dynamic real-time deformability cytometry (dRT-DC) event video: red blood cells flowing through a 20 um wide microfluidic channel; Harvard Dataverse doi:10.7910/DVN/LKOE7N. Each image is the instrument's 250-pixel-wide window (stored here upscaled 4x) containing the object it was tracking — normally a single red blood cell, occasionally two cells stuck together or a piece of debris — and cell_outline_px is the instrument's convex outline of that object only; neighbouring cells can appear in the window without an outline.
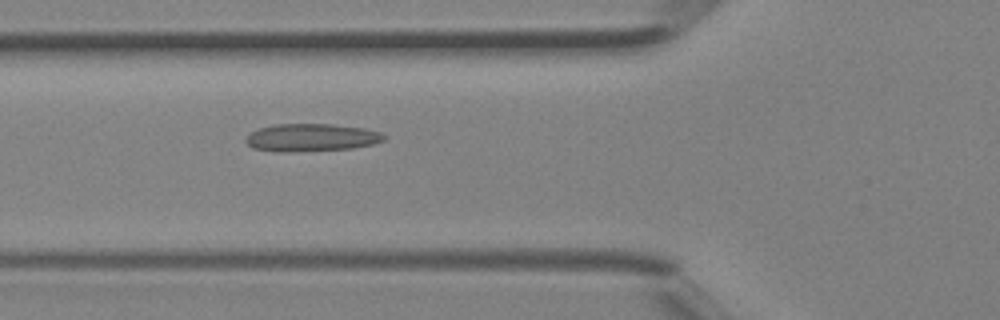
{"species": "Egyptian fruit bat (a non-hibernating species)", "species_latin": "Rousettus aegyptiacus", "temperature_condition": "room temperature", "stored_images_in_passage": 41, "camera_frame_rate_fps": 3000, "um_per_image_px": 0.085, "animal": {"sex": "female"}, "frame": {"image": 1, "passage_image": 15, "time_ms": 4.667, "image_size_px": [1000, 320], "cell_outline_px": [[384, 140], [372, 144], [352, 148], [288, 152], [272, 152], [252, 148], [244, 140], [252, 132], [260, 128], [272, 124], [332, 124], [364, 128], [380, 132], [384, 136]], "centroid_in_image_um": [26.42, 11.69], "position_along_channel_um": 99.4, "area_um2": 22.25}}
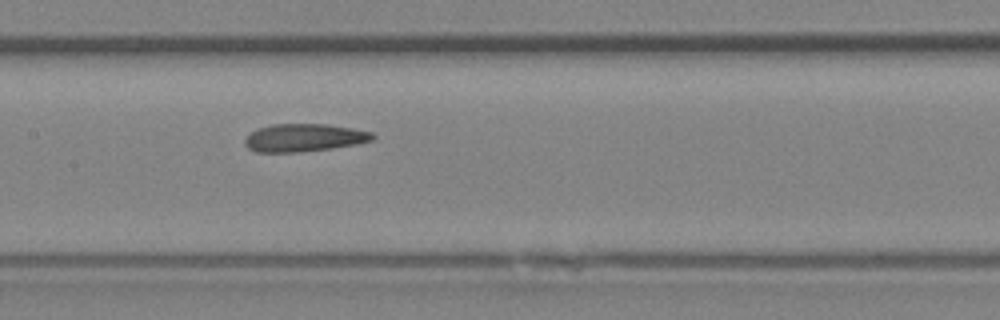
{"frame": {"image": 2, "passage_image": 20, "time_ms": 6.333, "image_size_px": [1000, 320], "cell_outline_px": [[376, 136], [372, 140], [356, 144], [332, 148], [296, 152], [256, 152], [248, 148], [244, 144], [244, 140], [256, 128], [272, 124], [328, 124], [352, 128], [372, 132]], "centroid_in_image_um": [25.84, 11.7], "position_along_channel_um": 181.6, "area_um2": 20.69}}
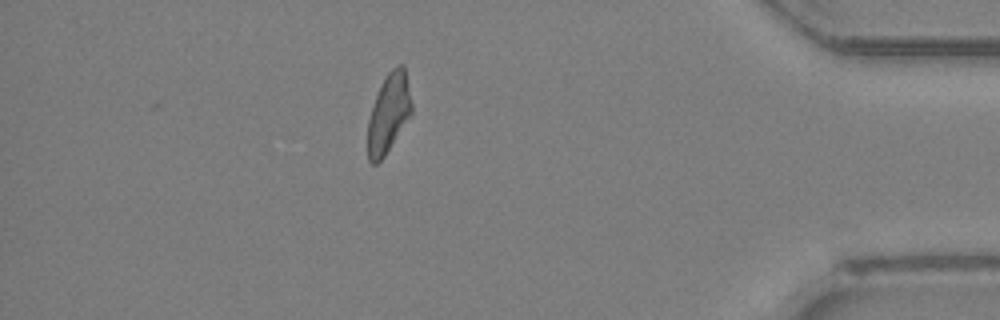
{"frame": {"image": 3, "passage_image": 36, "time_ms": 11.667, "image_size_px": [1000, 320], "cell_outline_px": [[412, 112], [384, 156], [376, 164], [372, 164], [368, 160], [368, 120], [380, 84], [384, 76], [396, 64], [404, 64], [412, 104]], "centroid_in_image_um": [33.03, 9.58], "position_along_channel_um": 402.2, "area_um2": 20.0}}